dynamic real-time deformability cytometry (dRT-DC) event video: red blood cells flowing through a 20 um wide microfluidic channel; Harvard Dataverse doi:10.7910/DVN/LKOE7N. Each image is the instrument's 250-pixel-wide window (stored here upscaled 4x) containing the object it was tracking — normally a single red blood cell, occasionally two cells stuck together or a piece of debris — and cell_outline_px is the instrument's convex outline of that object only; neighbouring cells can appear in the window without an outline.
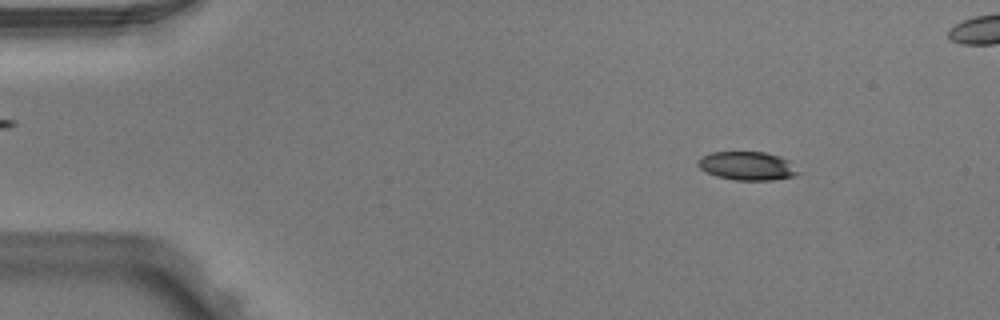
{"species": "Egyptian fruit bat (a non-hibernating species)", "species_latin": "Rousettus aegyptiacus", "temperature_condition": "warm", "stored_images_in_passage": 4, "camera_frame_rate_fps": 3000, "um_per_image_px": 0.085, "animal": {"sex": "male"}, "frame": {"image": 1, "passage_image": 1, "time_ms": 0.0, "image_size_px": [1000, 320], "cell_outline_px": [[800, 172], [792, 176], [772, 180], [736, 180], [716, 176], [700, 168], [696, 164], [696, 160], [700, 156], [712, 152], [764, 152], [780, 156], [788, 160]], "centroid_in_image_um": [63.47, 14.09], "position_along_channel_um": 21.5, "area_um2": 16.65}}
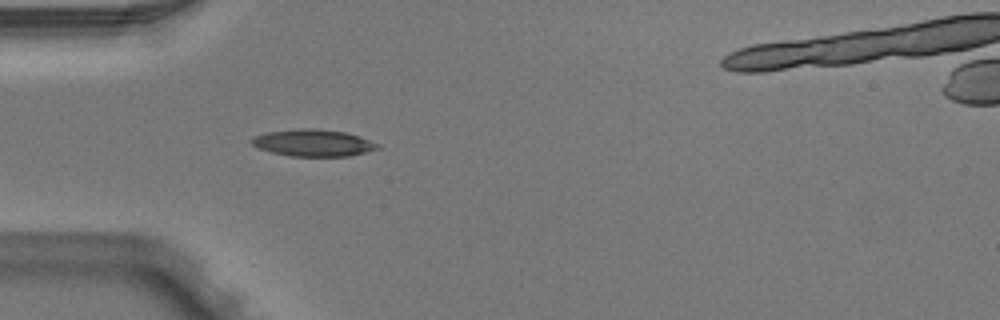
{"frame": {"image": 2, "passage_image": 3, "time_ms": 0.667, "image_size_px": [1000, 320], "cell_outline_px": [[380, 148], [348, 156], [292, 156], [272, 152], [260, 148], [252, 144], [252, 140], [256, 136], [268, 132], [300, 128], [316, 128], [344, 132], [360, 136], [380, 144]], "centroid_in_image_um": [26.68, 12.14], "position_along_channel_um": 58.3, "area_um2": 19.48}}